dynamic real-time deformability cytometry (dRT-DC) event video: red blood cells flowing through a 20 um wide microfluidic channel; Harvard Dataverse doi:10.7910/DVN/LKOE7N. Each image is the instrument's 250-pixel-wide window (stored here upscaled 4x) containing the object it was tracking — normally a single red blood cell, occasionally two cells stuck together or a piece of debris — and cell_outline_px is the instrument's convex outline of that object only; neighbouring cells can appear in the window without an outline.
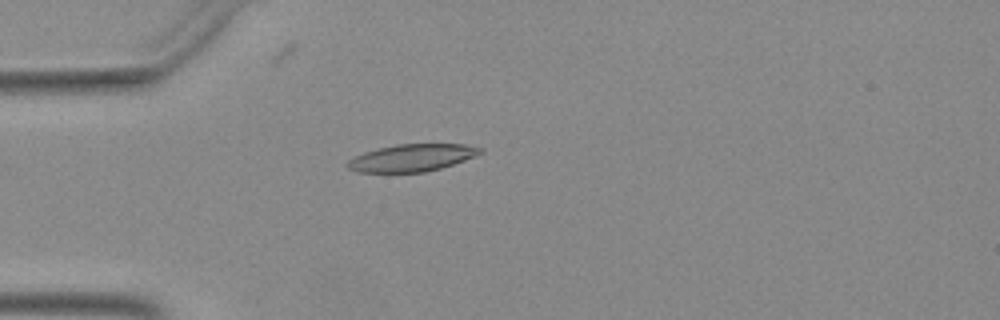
{"species": "Egyptian fruit bat (a non-hibernating species)", "species_latin": "Rousettus aegyptiacus", "temperature_condition": "warm", "stored_images_in_passage": 13, "camera_frame_rate_fps": 3000, "um_per_image_px": 0.085, "animal": {"sex": "female"}, "frame": {"image": 1, "passage_image": 4, "time_ms": 1.0, "image_size_px": [1000, 320], "cell_outline_px": [[484, 152], [464, 160], [440, 168], [424, 172], [360, 172], [348, 168], [344, 164], [348, 160], [364, 152], [396, 144], [464, 144], [484, 148]], "centroid_in_image_um": [35.01, 13.4], "position_along_channel_um": 50.0, "area_um2": 20.92}}
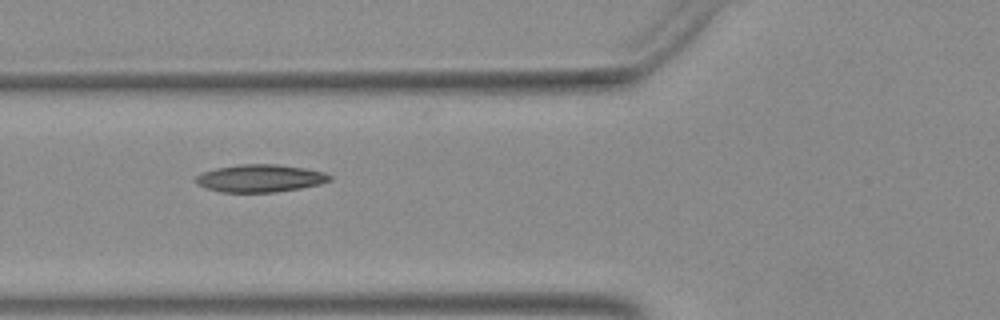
{"frame": {"image": 2, "passage_image": 9, "time_ms": 2.667, "image_size_px": [1000, 320], "cell_outline_px": [[332, 180], [320, 184], [300, 188], [276, 192], [220, 192], [196, 184], [196, 176], [204, 172], [216, 168], [240, 164], [276, 164], [304, 168], [324, 172], [332, 176]], "centroid_in_image_um": [22.13, 15.15], "position_along_channel_um": 103.7, "area_um2": 21.44}}
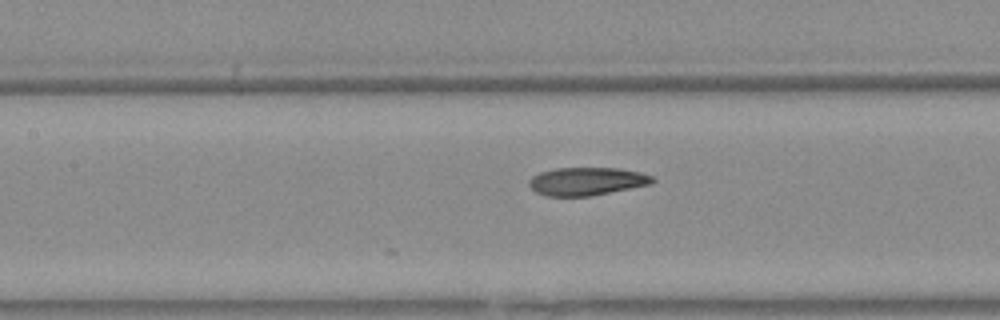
{"frame": {"image": 3, "passage_image": 13, "time_ms": 4.0, "image_size_px": [1000, 320], "cell_outline_px": [[656, 180], [652, 184], [588, 196], [548, 196], [536, 192], [528, 184], [528, 180], [532, 176], [540, 172], [556, 168], [620, 168], [640, 172], [652, 176]], "centroid_in_image_um": [49.87, 15.4], "position_along_channel_um": 157.5, "area_um2": 20.11}}